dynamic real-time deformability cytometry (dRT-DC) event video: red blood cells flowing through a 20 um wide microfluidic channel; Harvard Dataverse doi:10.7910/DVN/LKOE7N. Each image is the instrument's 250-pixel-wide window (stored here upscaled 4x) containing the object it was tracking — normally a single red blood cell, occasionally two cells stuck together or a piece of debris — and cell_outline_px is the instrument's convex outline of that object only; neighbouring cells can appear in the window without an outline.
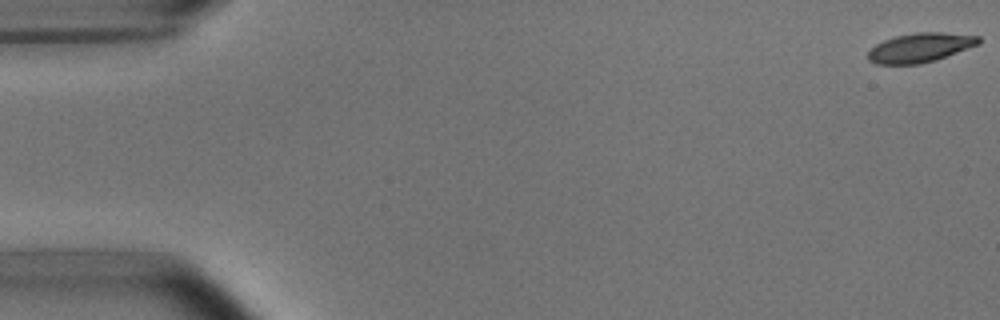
{"species": "common noctule bat (a hibernating species)", "species_latin": "Nyctalus noctula", "temperature_condition": "room temperature", "stored_images_in_passage": 5, "camera_frame_rate_fps": 3000, "um_per_image_px": 0.085, "animal": {"sex": "male", "body_mass_g": 15.6}, "frame": {"image": 1, "passage_image": 1, "time_ms": 0.0, "image_size_px": [1000, 320], "cell_outline_px": [[980, 44], [936, 60], [920, 64], [876, 64], [868, 60], [868, 52], [876, 44], [884, 40], [896, 36], [916, 32], [944, 32], [980, 36]], "centroid_in_image_um": [78.23, 4.05], "position_along_channel_um": 6.8, "area_um2": 18.9}}
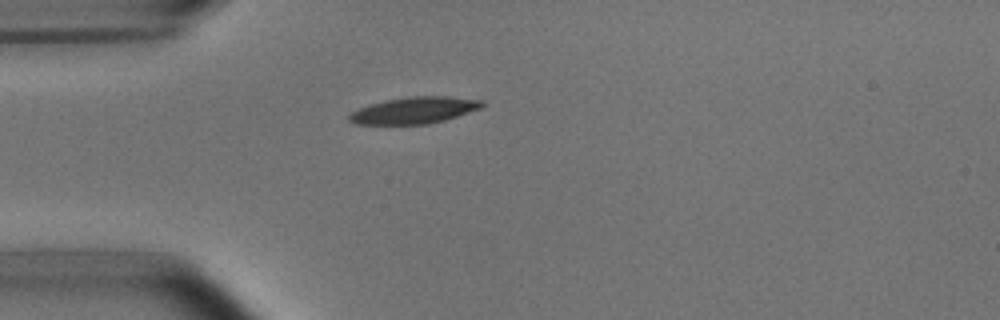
{"frame": {"image": 2, "passage_image": 5, "time_ms": 4.667, "image_size_px": [1000, 320], "cell_outline_px": [[484, 104], [480, 108], [444, 120], [428, 124], [356, 124], [348, 120], [348, 116], [352, 112], [360, 108], [384, 100], [408, 96], [448, 96], [484, 100]], "centroid_in_image_um": [35.21, 9.37], "position_along_channel_um": 49.8, "area_um2": 20.46}}